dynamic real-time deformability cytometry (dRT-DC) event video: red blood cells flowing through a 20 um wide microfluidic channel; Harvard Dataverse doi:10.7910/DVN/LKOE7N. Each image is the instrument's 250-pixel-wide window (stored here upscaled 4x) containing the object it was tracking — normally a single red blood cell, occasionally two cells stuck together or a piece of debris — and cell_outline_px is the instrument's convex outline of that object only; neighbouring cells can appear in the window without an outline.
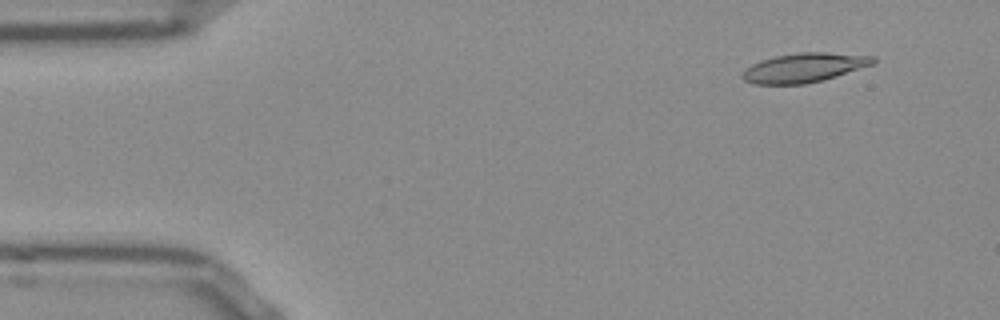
{"species": "Egyptian fruit bat (a non-hibernating species)", "species_latin": "Rousettus aegyptiacus", "temperature_condition": "room temperature", "stored_images_in_passage": 52, "camera_frame_rate_fps": 3000, "um_per_image_px": 0.085, "frame": {"image": 1, "passage_image": 5, "time_ms": 1.333, "image_size_px": [1000, 320], "cell_outline_px": [[876, 60], [872, 64], [824, 80], [804, 84], [756, 84], [744, 80], [740, 76], [744, 68], [760, 60], [776, 56], [800, 52], [828, 52], [876, 56]], "centroid_in_image_um": [68.32, 5.75], "position_along_channel_um": 16.7, "area_um2": 22.31}}
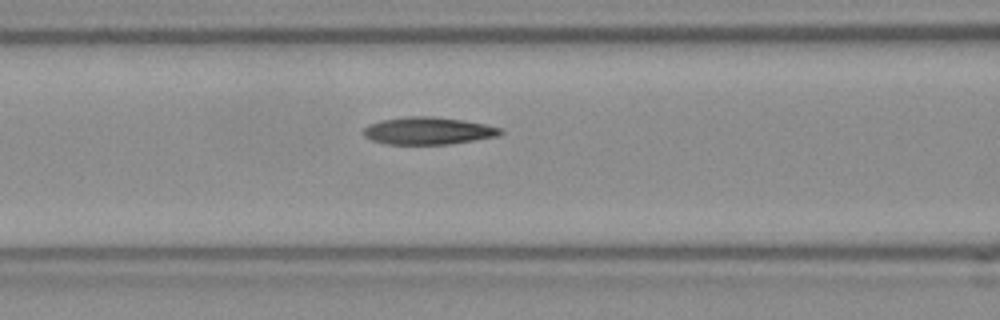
{"frame": {"image": 2, "passage_image": 21, "time_ms": 6.667, "image_size_px": [1000, 320], "cell_outline_px": [[504, 132], [500, 136], [452, 144], [384, 144], [372, 140], [364, 136], [360, 132], [368, 124], [380, 120], [404, 116], [432, 116], [464, 120], [504, 128]], "centroid_in_image_um": [36.4, 11.11], "position_along_channel_um": 130.2, "area_um2": 22.31}}
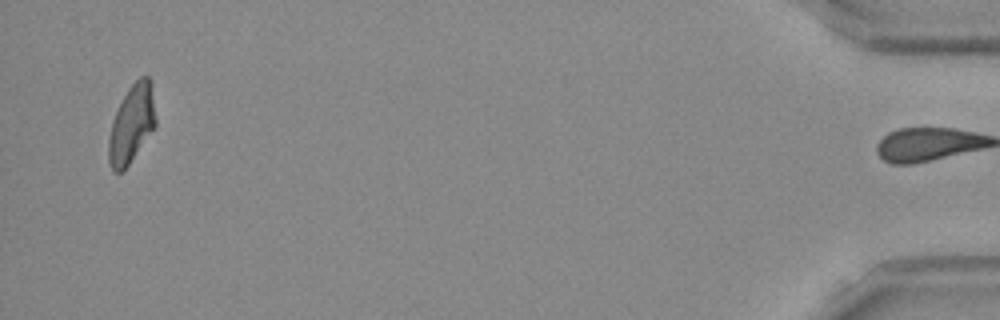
{"frame": {"image": 3, "passage_image": 51, "time_ms": 16.667, "image_size_px": [1000, 320], "cell_outline_px": [[156, 124], [128, 164], [120, 172], [112, 172], [108, 160], [108, 140], [112, 120], [128, 88], [140, 76], [148, 76], [156, 120]], "centroid_in_image_um": [11.14, 10.56], "position_along_channel_um": 424.1, "area_um2": 20.63}, "authors_computed_cell_mechanics": {"area_um2": 21.964, "velocity_mm_per_s": 3.8455, "shape_relaxation_time_tau1_ms": null, "shape_relaxation_time_tau2_ms": 4.0017, "deformation_change_tau1": null, "deformation_change_tau2": 0.1126}}